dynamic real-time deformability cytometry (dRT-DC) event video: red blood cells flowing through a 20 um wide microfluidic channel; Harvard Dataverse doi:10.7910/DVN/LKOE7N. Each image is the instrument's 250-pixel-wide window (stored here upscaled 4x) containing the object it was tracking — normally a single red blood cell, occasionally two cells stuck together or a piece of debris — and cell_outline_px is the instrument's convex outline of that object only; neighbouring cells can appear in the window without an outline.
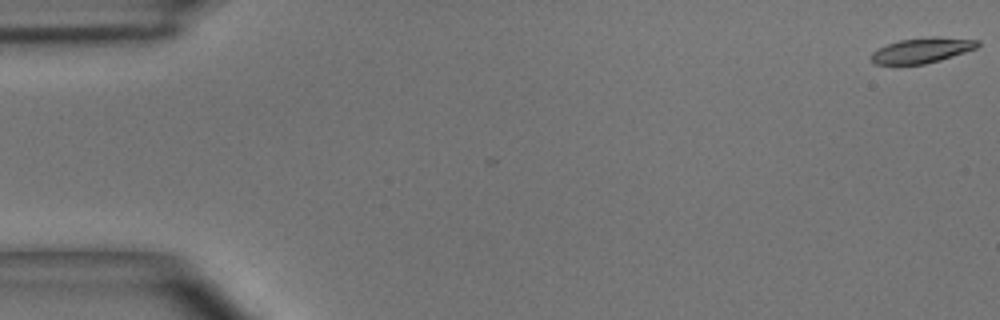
{"species": "common noctule bat (a hibernating species)", "species_latin": "Nyctalus noctula", "temperature_condition": "room temperature", "stored_images_in_passage": 50, "camera_frame_rate_fps": 3000, "um_per_image_px": 0.085, "animal": {"sex": "male", "body_mass_g": 15.6}, "frame": {"image": 1, "passage_image": 1, "time_ms": 0.0, "image_size_px": [1000, 320], "cell_outline_px": [[980, 44], [976, 48], [940, 60], [924, 64], [876, 64], [872, 60], [872, 52], [888, 44], [900, 40], [936, 36], [980, 40]], "centroid_in_image_um": [78.41, 4.27], "position_along_channel_um": 6.6, "area_um2": 15.37}}
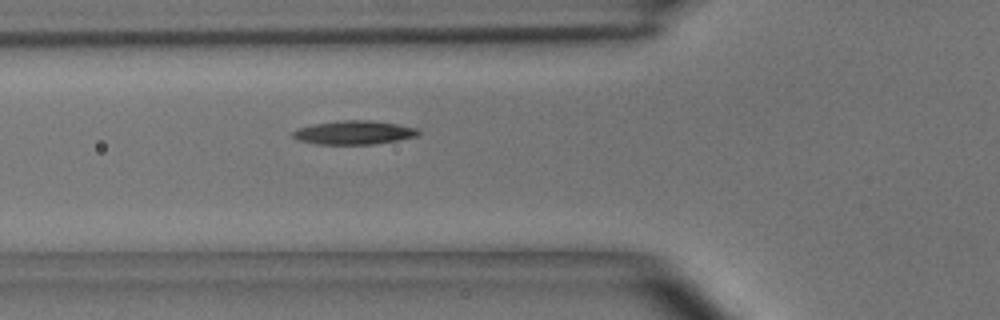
{"frame": {"image": 2, "passage_image": 18, "time_ms": 5.667, "image_size_px": [1000, 320], "cell_outline_px": [[420, 132], [416, 136], [400, 140], [372, 144], [316, 144], [296, 140], [292, 136], [292, 132], [296, 128], [312, 124], [344, 120], [372, 120], [396, 124], [416, 128]], "centroid_in_image_um": [30.04, 11.27], "position_along_channel_um": 95.8, "area_um2": 17.4}}
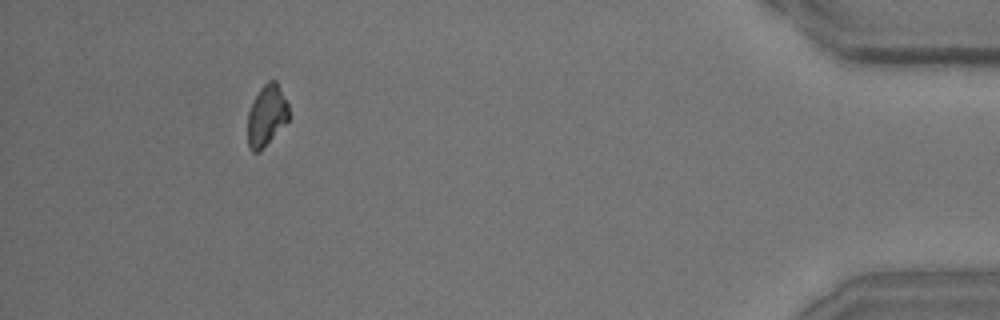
{"frame": {"image": 3, "passage_image": 46, "time_ms": 15.0, "image_size_px": [1000, 320], "cell_outline_px": [[288, 120], [260, 152], [252, 152], [248, 148], [248, 112], [260, 88], [268, 80], [276, 80], [288, 104]], "centroid_in_image_um": [22.65, 9.84], "position_along_channel_um": 412.6, "area_um2": 14.51}, "authors_computed_cell_mechanics": {"area_um2": 16.2129, "velocity_mm_per_s": 4.0518, "shape_relaxation_time_tau1_ms": 4.0122, "shape_relaxation_time_tau2_ms": null, "deformation_change_tau1": 0.1458, "deformation_change_tau2": null}}